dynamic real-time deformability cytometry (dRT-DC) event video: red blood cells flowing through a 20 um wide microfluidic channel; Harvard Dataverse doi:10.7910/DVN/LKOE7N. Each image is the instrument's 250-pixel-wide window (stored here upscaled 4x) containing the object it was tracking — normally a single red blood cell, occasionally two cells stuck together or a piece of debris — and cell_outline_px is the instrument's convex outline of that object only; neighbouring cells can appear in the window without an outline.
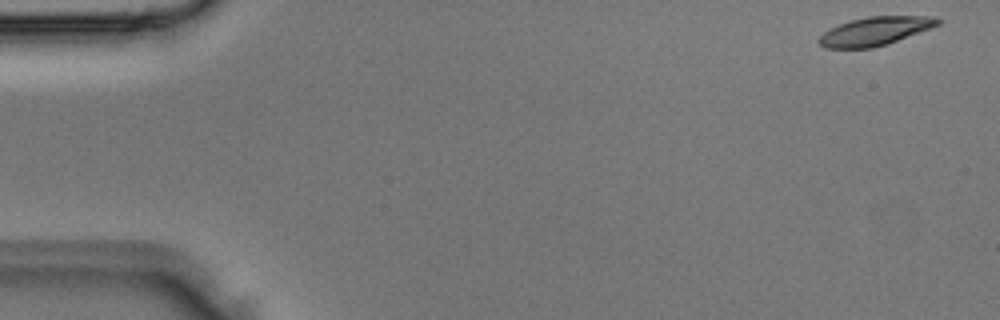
{"species": "Egyptian fruit bat (a non-hibernating species)", "species_latin": "Rousettus aegyptiacus", "temperature_condition": "room temperature", "stored_images_in_passage": 3, "camera_frame_rate_fps": 3000, "um_per_image_px": 0.085, "animal": {"sex": "male"}, "frame": {"image": 1, "passage_image": 1, "time_ms": 0.0, "image_size_px": [1000, 320], "cell_outline_px": [[940, 24], [896, 40], [872, 48], [824, 48], [816, 40], [824, 32], [840, 24], [852, 20], [868, 16], [932, 16], [940, 20]], "centroid_in_image_um": [74.33, 2.64], "position_along_channel_um": 10.7, "area_um2": 19.25}}